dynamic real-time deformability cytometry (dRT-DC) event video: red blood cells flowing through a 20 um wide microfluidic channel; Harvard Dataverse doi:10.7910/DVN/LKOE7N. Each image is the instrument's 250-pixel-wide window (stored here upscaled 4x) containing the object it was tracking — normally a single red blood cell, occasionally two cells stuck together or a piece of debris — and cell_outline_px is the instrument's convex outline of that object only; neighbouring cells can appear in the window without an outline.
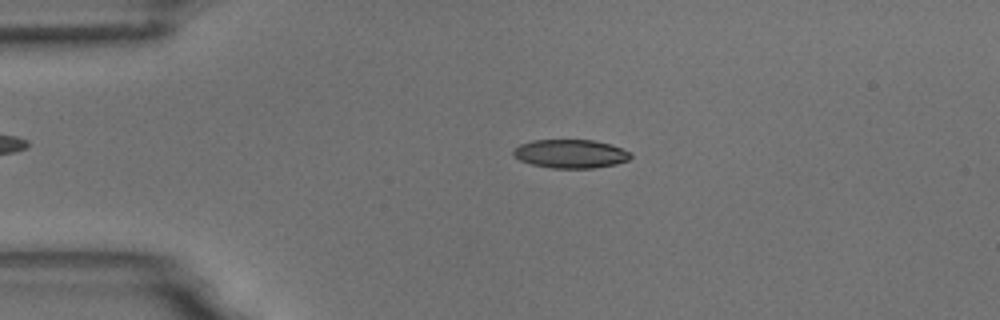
{"species": "common noctule bat (a hibernating species)", "species_latin": "Nyctalus noctula", "temperature_condition": "room temperature", "stored_images_in_passage": 4, "camera_frame_rate_fps": 3000, "um_per_image_px": 0.085, "animal": {"sex": "male", "body_mass_g": 18.8}, "frame": {"image": 1, "passage_image": 3, "time_ms": 2.333, "image_size_px": [1000, 320], "cell_outline_px": [[632, 156], [628, 160], [616, 164], [592, 168], [552, 168], [532, 164], [520, 160], [512, 152], [520, 144], [532, 140], [592, 140], [612, 144], [628, 152]], "centroid_in_image_um": [48.5, 13.07], "position_along_channel_um": 36.5, "area_um2": 19.36}}
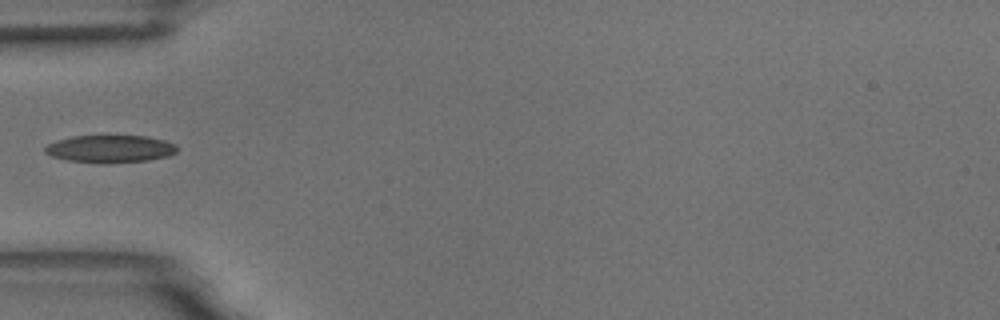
{"frame": {"image": 2, "passage_image": 4, "time_ms": 4.333, "image_size_px": [1000, 320], "cell_outline_px": [[176, 152], [168, 156], [148, 160], [100, 164], [68, 160], [52, 156], [44, 152], [44, 148], [48, 144], [56, 140], [72, 136], [148, 136], [164, 140], [176, 144]], "centroid_in_image_um": [9.35, 12.65], "position_along_channel_um": 75.7, "area_um2": 21.21}}